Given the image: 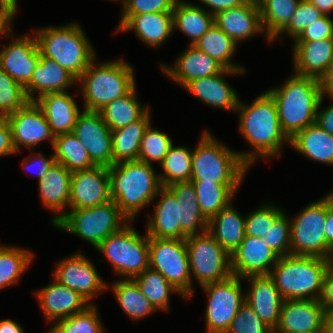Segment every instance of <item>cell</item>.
<instances>
[{"instance_id":"cell-3","label":"cell","mask_w":333,"mask_h":333,"mask_svg":"<svg viewBox=\"0 0 333 333\" xmlns=\"http://www.w3.org/2000/svg\"><path fill=\"white\" fill-rule=\"evenodd\" d=\"M108 171L111 200L131 222L143 207L159 197L162 186L152 165L125 161L112 165Z\"/></svg>"},{"instance_id":"cell-4","label":"cell","mask_w":333,"mask_h":333,"mask_svg":"<svg viewBox=\"0 0 333 333\" xmlns=\"http://www.w3.org/2000/svg\"><path fill=\"white\" fill-rule=\"evenodd\" d=\"M332 260L315 256H280L270 276L284 300H319Z\"/></svg>"},{"instance_id":"cell-57","label":"cell","mask_w":333,"mask_h":333,"mask_svg":"<svg viewBox=\"0 0 333 333\" xmlns=\"http://www.w3.org/2000/svg\"><path fill=\"white\" fill-rule=\"evenodd\" d=\"M16 150L13 145L11 127L5 119L0 123V156L11 155Z\"/></svg>"},{"instance_id":"cell-19","label":"cell","mask_w":333,"mask_h":333,"mask_svg":"<svg viewBox=\"0 0 333 333\" xmlns=\"http://www.w3.org/2000/svg\"><path fill=\"white\" fill-rule=\"evenodd\" d=\"M324 313L319 300H284L274 333H323Z\"/></svg>"},{"instance_id":"cell-21","label":"cell","mask_w":333,"mask_h":333,"mask_svg":"<svg viewBox=\"0 0 333 333\" xmlns=\"http://www.w3.org/2000/svg\"><path fill=\"white\" fill-rule=\"evenodd\" d=\"M244 279H250L251 282L247 294L245 293L246 302L262 321L275 330L284 299L273 278L270 275H252Z\"/></svg>"},{"instance_id":"cell-63","label":"cell","mask_w":333,"mask_h":333,"mask_svg":"<svg viewBox=\"0 0 333 333\" xmlns=\"http://www.w3.org/2000/svg\"><path fill=\"white\" fill-rule=\"evenodd\" d=\"M19 324L10 319L0 321V333H23Z\"/></svg>"},{"instance_id":"cell-11","label":"cell","mask_w":333,"mask_h":333,"mask_svg":"<svg viewBox=\"0 0 333 333\" xmlns=\"http://www.w3.org/2000/svg\"><path fill=\"white\" fill-rule=\"evenodd\" d=\"M190 274L201 286L221 282L232 276L231 256L208 232L190 235L185 239Z\"/></svg>"},{"instance_id":"cell-8","label":"cell","mask_w":333,"mask_h":333,"mask_svg":"<svg viewBox=\"0 0 333 333\" xmlns=\"http://www.w3.org/2000/svg\"><path fill=\"white\" fill-rule=\"evenodd\" d=\"M127 222L130 220L111 200L94 207L70 210L55 227L85 239L96 248L109 235L120 231Z\"/></svg>"},{"instance_id":"cell-12","label":"cell","mask_w":333,"mask_h":333,"mask_svg":"<svg viewBox=\"0 0 333 333\" xmlns=\"http://www.w3.org/2000/svg\"><path fill=\"white\" fill-rule=\"evenodd\" d=\"M149 268L160 272L183 297L192 295L185 239L149 237Z\"/></svg>"},{"instance_id":"cell-14","label":"cell","mask_w":333,"mask_h":333,"mask_svg":"<svg viewBox=\"0 0 333 333\" xmlns=\"http://www.w3.org/2000/svg\"><path fill=\"white\" fill-rule=\"evenodd\" d=\"M71 133L79 139L95 166L114 165L112 133L99 112H81Z\"/></svg>"},{"instance_id":"cell-41","label":"cell","mask_w":333,"mask_h":333,"mask_svg":"<svg viewBox=\"0 0 333 333\" xmlns=\"http://www.w3.org/2000/svg\"><path fill=\"white\" fill-rule=\"evenodd\" d=\"M115 298L122 310L134 320L157 311L133 279H122L112 285Z\"/></svg>"},{"instance_id":"cell-22","label":"cell","mask_w":333,"mask_h":333,"mask_svg":"<svg viewBox=\"0 0 333 333\" xmlns=\"http://www.w3.org/2000/svg\"><path fill=\"white\" fill-rule=\"evenodd\" d=\"M46 320H61L84 311L89 305L79 293L60 284L54 279L52 284L35 293Z\"/></svg>"},{"instance_id":"cell-33","label":"cell","mask_w":333,"mask_h":333,"mask_svg":"<svg viewBox=\"0 0 333 333\" xmlns=\"http://www.w3.org/2000/svg\"><path fill=\"white\" fill-rule=\"evenodd\" d=\"M167 188L175 195L179 203V221L181 230L187 235H195L200 227L202 233L208 230V220L203 216L198 205V198L193 183L176 182ZM199 226V227H198Z\"/></svg>"},{"instance_id":"cell-43","label":"cell","mask_w":333,"mask_h":333,"mask_svg":"<svg viewBox=\"0 0 333 333\" xmlns=\"http://www.w3.org/2000/svg\"><path fill=\"white\" fill-rule=\"evenodd\" d=\"M193 151L186 147L171 146L161 161L163 174L158 175L161 186L167 187L176 182H190Z\"/></svg>"},{"instance_id":"cell-49","label":"cell","mask_w":333,"mask_h":333,"mask_svg":"<svg viewBox=\"0 0 333 333\" xmlns=\"http://www.w3.org/2000/svg\"><path fill=\"white\" fill-rule=\"evenodd\" d=\"M262 239L279 256L291 255L290 220L284 212L274 220L273 225Z\"/></svg>"},{"instance_id":"cell-64","label":"cell","mask_w":333,"mask_h":333,"mask_svg":"<svg viewBox=\"0 0 333 333\" xmlns=\"http://www.w3.org/2000/svg\"><path fill=\"white\" fill-rule=\"evenodd\" d=\"M314 5L324 15H328L333 10V0H307Z\"/></svg>"},{"instance_id":"cell-34","label":"cell","mask_w":333,"mask_h":333,"mask_svg":"<svg viewBox=\"0 0 333 333\" xmlns=\"http://www.w3.org/2000/svg\"><path fill=\"white\" fill-rule=\"evenodd\" d=\"M290 145L314 161L333 165V135L316 123L299 131L290 139Z\"/></svg>"},{"instance_id":"cell-44","label":"cell","mask_w":333,"mask_h":333,"mask_svg":"<svg viewBox=\"0 0 333 333\" xmlns=\"http://www.w3.org/2000/svg\"><path fill=\"white\" fill-rule=\"evenodd\" d=\"M133 280L156 310L169 309V296L171 292L181 294L160 272L151 268L146 269L143 273L133 278Z\"/></svg>"},{"instance_id":"cell-35","label":"cell","mask_w":333,"mask_h":333,"mask_svg":"<svg viewBox=\"0 0 333 333\" xmlns=\"http://www.w3.org/2000/svg\"><path fill=\"white\" fill-rule=\"evenodd\" d=\"M214 24V15L194 4L177 0L173 9V29L178 28L194 45Z\"/></svg>"},{"instance_id":"cell-24","label":"cell","mask_w":333,"mask_h":333,"mask_svg":"<svg viewBox=\"0 0 333 333\" xmlns=\"http://www.w3.org/2000/svg\"><path fill=\"white\" fill-rule=\"evenodd\" d=\"M190 46L178 57L172 67L161 64L162 70L171 79L184 87L189 81L221 73L225 68L196 46Z\"/></svg>"},{"instance_id":"cell-17","label":"cell","mask_w":333,"mask_h":333,"mask_svg":"<svg viewBox=\"0 0 333 333\" xmlns=\"http://www.w3.org/2000/svg\"><path fill=\"white\" fill-rule=\"evenodd\" d=\"M12 132L16 153L22 147L34 148L49 139L53 146L54 136L41 108L35 101H28L22 108L6 117Z\"/></svg>"},{"instance_id":"cell-40","label":"cell","mask_w":333,"mask_h":333,"mask_svg":"<svg viewBox=\"0 0 333 333\" xmlns=\"http://www.w3.org/2000/svg\"><path fill=\"white\" fill-rule=\"evenodd\" d=\"M52 148L55 161L71 172L95 167L84 146L72 133L54 137Z\"/></svg>"},{"instance_id":"cell-2","label":"cell","mask_w":333,"mask_h":333,"mask_svg":"<svg viewBox=\"0 0 333 333\" xmlns=\"http://www.w3.org/2000/svg\"><path fill=\"white\" fill-rule=\"evenodd\" d=\"M267 92L276 103L281 128L289 139L315 123L322 98L319 79L293 74L280 88Z\"/></svg>"},{"instance_id":"cell-26","label":"cell","mask_w":333,"mask_h":333,"mask_svg":"<svg viewBox=\"0 0 333 333\" xmlns=\"http://www.w3.org/2000/svg\"><path fill=\"white\" fill-rule=\"evenodd\" d=\"M214 24L236 44L263 32L259 6L246 2L215 14Z\"/></svg>"},{"instance_id":"cell-38","label":"cell","mask_w":333,"mask_h":333,"mask_svg":"<svg viewBox=\"0 0 333 333\" xmlns=\"http://www.w3.org/2000/svg\"><path fill=\"white\" fill-rule=\"evenodd\" d=\"M198 205L203 216L209 221L228 206L241 183L192 182Z\"/></svg>"},{"instance_id":"cell-53","label":"cell","mask_w":333,"mask_h":333,"mask_svg":"<svg viewBox=\"0 0 333 333\" xmlns=\"http://www.w3.org/2000/svg\"><path fill=\"white\" fill-rule=\"evenodd\" d=\"M177 0H124L122 15L173 12Z\"/></svg>"},{"instance_id":"cell-66","label":"cell","mask_w":333,"mask_h":333,"mask_svg":"<svg viewBox=\"0 0 333 333\" xmlns=\"http://www.w3.org/2000/svg\"><path fill=\"white\" fill-rule=\"evenodd\" d=\"M246 3H251L259 6L264 0H244Z\"/></svg>"},{"instance_id":"cell-7","label":"cell","mask_w":333,"mask_h":333,"mask_svg":"<svg viewBox=\"0 0 333 333\" xmlns=\"http://www.w3.org/2000/svg\"><path fill=\"white\" fill-rule=\"evenodd\" d=\"M215 139L208 130L192 150L191 182L241 183L249 166L238 152Z\"/></svg>"},{"instance_id":"cell-55","label":"cell","mask_w":333,"mask_h":333,"mask_svg":"<svg viewBox=\"0 0 333 333\" xmlns=\"http://www.w3.org/2000/svg\"><path fill=\"white\" fill-rule=\"evenodd\" d=\"M17 12V6L6 0H0V37L5 34L9 35L12 33L11 22ZM5 33V34H4Z\"/></svg>"},{"instance_id":"cell-15","label":"cell","mask_w":333,"mask_h":333,"mask_svg":"<svg viewBox=\"0 0 333 333\" xmlns=\"http://www.w3.org/2000/svg\"><path fill=\"white\" fill-rule=\"evenodd\" d=\"M111 201L107 167L95 166L71 174L69 207L71 210L94 207Z\"/></svg>"},{"instance_id":"cell-10","label":"cell","mask_w":333,"mask_h":333,"mask_svg":"<svg viewBox=\"0 0 333 333\" xmlns=\"http://www.w3.org/2000/svg\"><path fill=\"white\" fill-rule=\"evenodd\" d=\"M327 196L309 204L290 220L291 255L315 256L333 261V251L327 246L325 222Z\"/></svg>"},{"instance_id":"cell-59","label":"cell","mask_w":333,"mask_h":333,"mask_svg":"<svg viewBox=\"0 0 333 333\" xmlns=\"http://www.w3.org/2000/svg\"><path fill=\"white\" fill-rule=\"evenodd\" d=\"M323 98L324 97L322 96L318 105L315 123L321 129L333 135V104L320 111L319 108L321 107V102L323 101Z\"/></svg>"},{"instance_id":"cell-60","label":"cell","mask_w":333,"mask_h":333,"mask_svg":"<svg viewBox=\"0 0 333 333\" xmlns=\"http://www.w3.org/2000/svg\"><path fill=\"white\" fill-rule=\"evenodd\" d=\"M325 238L327 246L333 251V192L327 195V216L325 222Z\"/></svg>"},{"instance_id":"cell-46","label":"cell","mask_w":333,"mask_h":333,"mask_svg":"<svg viewBox=\"0 0 333 333\" xmlns=\"http://www.w3.org/2000/svg\"><path fill=\"white\" fill-rule=\"evenodd\" d=\"M97 308L91 303L84 311L54 323L47 333H103Z\"/></svg>"},{"instance_id":"cell-1","label":"cell","mask_w":333,"mask_h":333,"mask_svg":"<svg viewBox=\"0 0 333 333\" xmlns=\"http://www.w3.org/2000/svg\"><path fill=\"white\" fill-rule=\"evenodd\" d=\"M239 112V129L243 137L254 149L239 152V156L250 167L256 157L271 158L279 154L283 142L290 145V139L283 132L273 97L265 91L250 105L241 101L236 109Z\"/></svg>"},{"instance_id":"cell-65","label":"cell","mask_w":333,"mask_h":333,"mask_svg":"<svg viewBox=\"0 0 333 333\" xmlns=\"http://www.w3.org/2000/svg\"><path fill=\"white\" fill-rule=\"evenodd\" d=\"M323 333H333V309L324 313Z\"/></svg>"},{"instance_id":"cell-9","label":"cell","mask_w":333,"mask_h":333,"mask_svg":"<svg viewBox=\"0 0 333 333\" xmlns=\"http://www.w3.org/2000/svg\"><path fill=\"white\" fill-rule=\"evenodd\" d=\"M129 223L96 247L112 264L115 273L126 276L125 279H133L149 268V237L140 236Z\"/></svg>"},{"instance_id":"cell-30","label":"cell","mask_w":333,"mask_h":333,"mask_svg":"<svg viewBox=\"0 0 333 333\" xmlns=\"http://www.w3.org/2000/svg\"><path fill=\"white\" fill-rule=\"evenodd\" d=\"M74 83L77 84V79L65 68L40 54L39 62L29 83L24 87V92L29 101H35V91L38 92L39 98L47 93L67 91Z\"/></svg>"},{"instance_id":"cell-13","label":"cell","mask_w":333,"mask_h":333,"mask_svg":"<svg viewBox=\"0 0 333 333\" xmlns=\"http://www.w3.org/2000/svg\"><path fill=\"white\" fill-rule=\"evenodd\" d=\"M240 279L232 275L221 282L202 286L209 297L205 314L208 333H226L238 309L246 301Z\"/></svg>"},{"instance_id":"cell-47","label":"cell","mask_w":333,"mask_h":333,"mask_svg":"<svg viewBox=\"0 0 333 333\" xmlns=\"http://www.w3.org/2000/svg\"><path fill=\"white\" fill-rule=\"evenodd\" d=\"M172 145V139L166 133L153 129L150 124L141 140L138 161L150 165L156 161L160 164Z\"/></svg>"},{"instance_id":"cell-54","label":"cell","mask_w":333,"mask_h":333,"mask_svg":"<svg viewBox=\"0 0 333 333\" xmlns=\"http://www.w3.org/2000/svg\"><path fill=\"white\" fill-rule=\"evenodd\" d=\"M322 39H333V21L328 15L307 26L294 42H312Z\"/></svg>"},{"instance_id":"cell-16","label":"cell","mask_w":333,"mask_h":333,"mask_svg":"<svg viewBox=\"0 0 333 333\" xmlns=\"http://www.w3.org/2000/svg\"><path fill=\"white\" fill-rule=\"evenodd\" d=\"M55 268L53 278L75 290L90 303L98 292L108 288L92 262L80 253L61 260Z\"/></svg>"},{"instance_id":"cell-58","label":"cell","mask_w":333,"mask_h":333,"mask_svg":"<svg viewBox=\"0 0 333 333\" xmlns=\"http://www.w3.org/2000/svg\"><path fill=\"white\" fill-rule=\"evenodd\" d=\"M36 158L31 160L25 159L24 162H22V165H24L26 170H29L31 165L36 164L38 166L37 168V175H38V181L46 174V172L53 166V164L56 162L54 154L51 155V157H44L41 153L34 154ZM32 161V162H31ZM30 171V170H29Z\"/></svg>"},{"instance_id":"cell-67","label":"cell","mask_w":333,"mask_h":333,"mask_svg":"<svg viewBox=\"0 0 333 333\" xmlns=\"http://www.w3.org/2000/svg\"><path fill=\"white\" fill-rule=\"evenodd\" d=\"M5 119H6V117L3 116V114L0 112V123H1L2 121H4Z\"/></svg>"},{"instance_id":"cell-50","label":"cell","mask_w":333,"mask_h":333,"mask_svg":"<svg viewBox=\"0 0 333 333\" xmlns=\"http://www.w3.org/2000/svg\"><path fill=\"white\" fill-rule=\"evenodd\" d=\"M324 14L307 0H301L295 13L291 16L289 23L271 40L274 41L278 35L288 33L295 40L304 29L314 21L323 17Z\"/></svg>"},{"instance_id":"cell-31","label":"cell","mask_w":333,"mask_h":333,"mask_svg":"<svg viewBox=\"0 0 333 333\" xmlns=\"http://www.w3.org/2000/svg\"><path fill=\"white\" fill-rule=\"evenodd\" d=\"M157 195L161 200L156 204L154 216L147 222L148 237L167 239H186L179 221V203L175 195L167 188L161 187Z\"/></svg>"},{"instance_id":"cell-42","label":"cell","mask_w":333,"mask_h":333,"mask_svg":"<svg viewBox=\"0 0 333 333\" xmlns=\"http://www.w3.org/2000/svg\"><path fill=\"white\" fill-rule=\"evenodd\" d=\"M301 0H264L260 5L263 31L269 42L289 23Z\"/></svg>"},{"instance_id":"cell-29","label":"cell","mask_w":333,"mask_h":333,"mask_svg":"<svg viewBox=\"0 0 333 333\" xmlns=\"http://www.w3.org/2000/svg\"><path fill=\"white\" fill-rule=\"evenodd\" d=\"M71 174L62 164L55 162L38 181L43 206L57 213L52 219L53 225L66 214L63 210L69 206Z\"/></svg>"},{"instance_id":"cell-62","label":"cell","mask_w":333,"mask_h":333,"mask_svg":"<svg viewBox=\"0 0 333 333\" xmlns=\"http://www.w3.org/2000/svg\"><path fill=\"white\" fill-rule=\"evenodd\" d=\"M322 96L327 94L333 100V63L328 67L326 73L319 79Z\"/></svg>"},{"instance_id":"cell-39","label":"cell","mask_w":333,"mask_h":333,"mask_svg":"<svg viewBox=\"0 0 333 333\" xmlns=\"http://www.w3.org/2000/svg\"><path fill=\"white\" fill-rule=\"evenodd\" d=\"M194 46L207 53L225 69L245 71L244 67L237 66L230 61L235 53L237 44L216 24H213Z\"/></svg>"},{"instance_id":"cell-27","label":"cell","mask_w":333,"mask_h":333,"mask_svg":"<svg viewBox=\"0 0 333 333\" xmlns=\"http://www.w3.org/2000/svg\"><path fill=\"white\" fill-rule=\"evenodd\" d=\"M35 102L43 111L54 137L73 131L81 113L66 91L44 94L36 97Z\"/></svg>"},{"instance_id":"cell-5","label":"cell","mask_w":333,"mask_h":333,"mask_svg":"<svg viewBox=\"0 0 333 333\" xmlns=\"http://www.w3.org/2000/svg\"><path fill=\"white\" fill-rule=\"evenodd\" d=\"M35 37L40 54L57 62L76 79L96 58L91 43L77 23L42 28Z\"/></svg>"},{"instance_id":"cell-32","label":"cell","mask_w":333,"mask_h":333,"mask_svg":"<svg viewBox=\"0 0 333 333\" xmlns=\"http://www.w3.org/2000/svg\"><path fill=\"white\" fill-rule=\"evenodd\" d=\"M207 231L231 255L245 237V217L230 203L208 221Z\"/></svg>"},{"instance_id":"cell-51","label":"cell","mask_w":333,"mask_h":333,"mask_svg":"<svg viewBox=\"0 0 333 333\" xmlns=\"http://www.w3.org/2000/svg\"><path fill=\"white\" fill-rule=\"evenodd\" d=\"M226 333H274L245 301L238 309Z\"/></svg>"},{"instance_id":"cell-48","label":"cell","mask_w":333,"mask_h":333,"mask_svg":"<svg viewBox=\"0 0 333 333\" xmlns=\"http://www.w3.org/2000/svg\"><path fill=\"white\" fill-rule=\"evenodd\" d=\"M28 101L24 88L0 67V112L3 116L13 114Z\"/></svg>"},{"instance_id":"cell-45","label":"cell","mask_w":333,"mask_h":333,"mask_svg":"<svg viewBox=\"0 0 333 333\" xmlns=\"http://www.w3.org/2000/svg\"><path fill=\"white\" fill-rule=\"evenodd\" d=\"M34 255L18 247L0 246V289L13 285L21 279Z\"/></svg>"},{"instance_id":"cell-18","label":"cell","mask_w":333,"mask_h":333,"mask_svg":"<svg viewBox=\"0 0 333 333\" xmlns=\"http://www.w3.org/2000/svg\"><path fill=\"white\" fill-rule=\"evenodd\" d=\"M231 256V272L233 276L245 278L252 275H270L277 263L276 254L262 238L245 235L243 241Z\"/></svg>"},{"instance_id":"cell-36","label":"cell","mask_w":333,"mask_h":333,"mask_svg":"<svg viewBox=\"0 0 333 333\" xmlns=\"http://www.w3.org/2000/svg\"><path fill=\"white\" fill-rule=\"evenodd\" d=\"M149 114L148 110L139 120L111 131L114 164L138 160L141 140L151 124Z\"/></svg>"},{"instance_id":"cell-6","label":"cell","mask_w":333,"mask_h":333,"mask_svg":"<svg viewBox=\"0 0 333 333\" xmlns=\"http://www.w3.org/2000/svg\"><path fill=\"white\" fill-rule=\"evenodd\" d=\"M77 79L81 83L86 111L98 112L106 104L129 93L135 86L133 68L122 59L94 64Z\"/></svg>"},{"instance_id":"cell-25","label":"cell","mask_w":333,"mask_h":333,"mask_svg":"<svg viewBox=\"0 0 333 333\" xmlns=\"http://www.w3.org/2000/svg\"><path fill=\"white\" fill-rule=\"evenodd\" d=\"M245 72L224 69L216 75L189 81L183 88L208 105L220 109L236 110L239 103L238 94L232 86L226 83L223 75Z\"/></svg>"},{"instance_id":"cell-52","label":"cell","mask_w":333,"mask_h":333,"mask_svg":"<svg viewBox=\"0 0 333 333\" xmlns=\"http://www.w3.org/2000/svg\"><path fill=\"white\" fill-rule=\"evenodd\" d=\"M280 208L265 204L245 217V235L264 238L274 220L282 213Z\"/></svg>"},{"instance_id":"cell-23","label":"cell","mask_w":333,"mask_h":333,"mask_svg":"<svg viewBox=\"0 0 333 333\" xmlns=\"http://www.w3.org/2000/svg\"><path fill=\"white\" fill-rule=\"evenodd\" d=\"M133 30L140 40L158 47L173 33V12L122 15L117 32Z\"/></svg>"},{"instance_id":"cell-37","label":"cell","mask_w":333,"mask_h":333,"mask_svg":"<svg viewBox=\"0 0 333 333\" xmlns=\"http://www.w3.org/2000/svg\"><path fill=\"white\" fill-rule=\"evenodd\" d=\"M149 107L143 108L136 99V86L123 97L106 104L98 112L111 131L139 120Z\"/></svg>"},{"instance_id":"cell-28","label":"cell","mask_w":333,"mask_h":333,"mask_svg":"<svg viewBox=\"0 0 333 333\" xmlns=\"http://www.w3.org/2000/svg\"><path fill=\"white\" fill-rule=\"evenodd\" d=\"M295 74L320 79L333 63V39L294 42Z\"/></svg>"},{"instance_id":"cell-20","label":"cell","mask_w":333,"mask_h":333,"mask_svg":"<svg viewBox=\"0 0 333 333\" xmlns=\"http://www.w3.org/2000/svg\"><path fill=\"white\" fill-rule=\"evenodd\" d=\"M3 46L0 50V67L24 88L40 58L36 37L23 36Z\"/></svg>"},{"instance_id":"cell-56","label":"cell","mask_w":333,"mask_h":333,"mask_svg":"<svg viewBox=\"0 0 333 333\" xmlns=\"http://www.w3.org/2000/svg\"><path fill=\"white\" fill-rule=\"evenodd\" d=\"M319 302L325 311L333 309V262L325 272Z\"/></svg>"},{"instance_id":"cell-61","label":"cell","mask_w":333,"mask_h":333,"mask_svg":"<svg viewBox=\"0 0 333 333\" xmlns=\"http://www.w3.org/2000/svg\"><path fill=\"white\" fill-rule=\"evenodd\" d=\"M209 6L213 15L226 9L238 7L245 3L244 0H200Z\"/></svg>"}]
</instances>
